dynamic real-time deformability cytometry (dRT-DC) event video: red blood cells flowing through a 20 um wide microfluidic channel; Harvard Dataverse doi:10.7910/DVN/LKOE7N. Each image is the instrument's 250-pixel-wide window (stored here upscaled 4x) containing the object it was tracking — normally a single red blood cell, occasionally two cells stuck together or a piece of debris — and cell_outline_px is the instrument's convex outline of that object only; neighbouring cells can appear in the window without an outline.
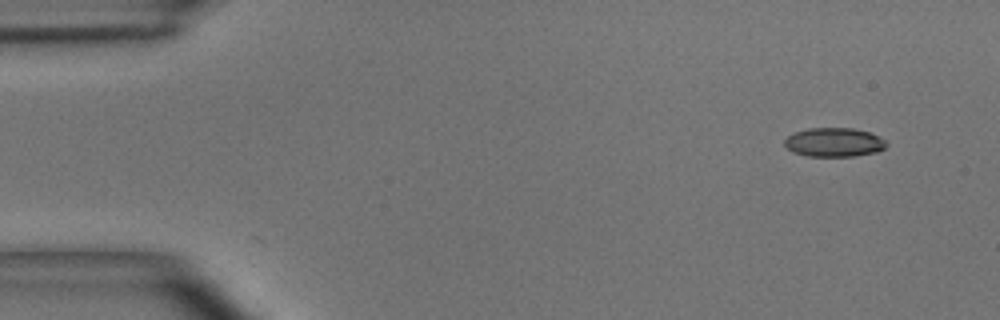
{"species": "common noctule bat (a hibernating species)", "species_latin": "Nyctalus noctula", "temperature_condition": "room temperature", "stored_images_in_passage": 3, "camera_frame_rate_fps": 3000, "um_per_image_px": 0.085, "animal": {"sex": "male", "body_mass_g": 15.6}, "frame": {"image": 1, "passage_image": 1, "time_ms": 0.0, "image_size_px": [1000, 320], "cell_outline_px": [[888, 144], [884, 148], [876, 152], [852, 156], [808, 156], [792, 152], [784, 144], [784, 140], [788, 136], [796, 132], [808, 128], [852, 128], [868, 132], [884, 140]], "centroid_in_image_um": [70.87, 12.1], "position_along_channel_um": 14.1, "area_um2": 16.99}}